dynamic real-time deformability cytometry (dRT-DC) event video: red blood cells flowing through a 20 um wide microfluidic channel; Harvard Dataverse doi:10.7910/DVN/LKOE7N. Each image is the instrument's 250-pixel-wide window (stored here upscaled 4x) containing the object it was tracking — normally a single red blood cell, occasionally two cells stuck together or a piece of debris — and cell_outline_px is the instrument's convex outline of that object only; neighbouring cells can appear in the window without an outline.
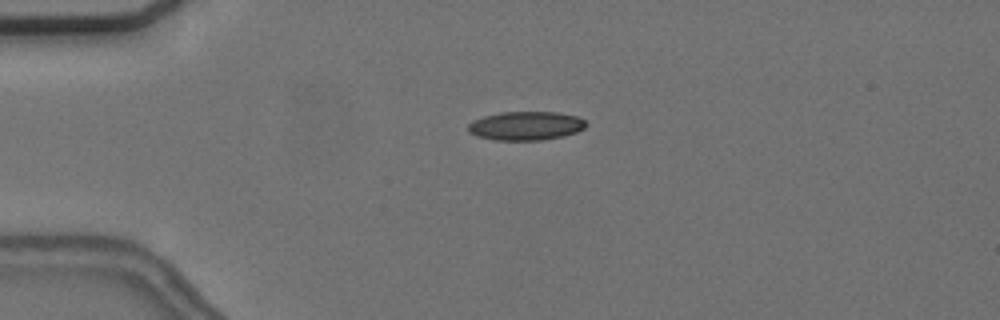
{"species": "common noctule bat (a hibernating species)", "species_latin": "Nyctalus noctula", "temperature_condition": "cold", "stored_images_in_passage": 6, "camera_frame_rate_fps": 3000, "um_per_image_px": 0.085, "animal": {"sex": "female", "body_mass_g": 24.6, "forearm_length_mm": 56.2}, "frame": {"image": 1, "passage_image": 5, "time_ms": 6.333, "image_size_px": [1000, 320], "cell_outline_px": [[588, 124], [584, 128], [576, 132], [564, 136], [544, 140], [496, 140], [476, 136], [468, 132], [468, 124], [472, 120], [484, 116], [500, 112], [556, 112], [576, 116], [584, 120]], "centroid_in_image_um": [44.68, 10.69], "position_along_channel_um": 40.3, "area_um2": 19.88}}